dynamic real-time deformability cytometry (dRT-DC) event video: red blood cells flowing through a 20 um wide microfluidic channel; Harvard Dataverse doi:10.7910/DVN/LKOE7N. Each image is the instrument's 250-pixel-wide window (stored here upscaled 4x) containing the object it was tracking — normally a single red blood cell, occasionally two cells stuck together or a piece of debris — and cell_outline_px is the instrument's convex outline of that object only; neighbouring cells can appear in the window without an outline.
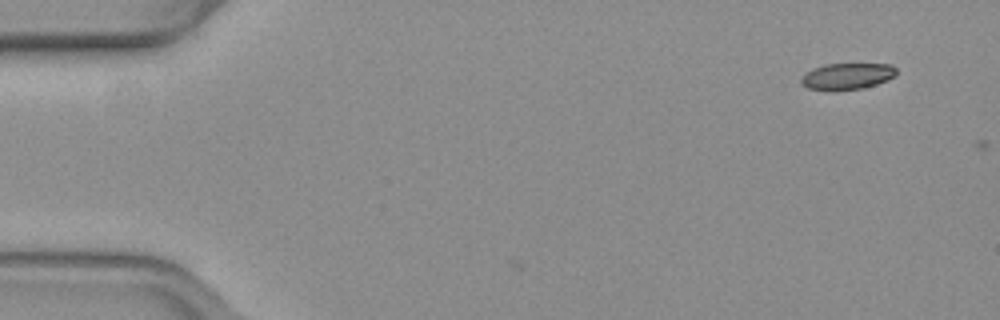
{"species": "common noctule bat (a hibernating species)", "species_latin": "Nyctalus noctula", "temperature_condition": "warm", "stored_images_in_passage": 4, "camera_frame_rate_fps": 3000, "um_per_image_px": 0.085, "animal": {"sex": "female", "body_mass_g": 19.3, "forearm_length_mm": 54.1}, "frame": {"image": 1, "passage_image": 4, "time_ms": 1.0, "image_size_px": [1000, 320], "cell_outline_px": [[896, 76], [876, 84], [860, 88], [808, 88], [800, 84], [800, 80], [804, 72], [812, 68], [824, 64], [892, 64], [896, 68]], "centroid_in_image_um": [72.0, 6.43], "position_along_channel_um": 13.0, "area_um2": 14.22}}